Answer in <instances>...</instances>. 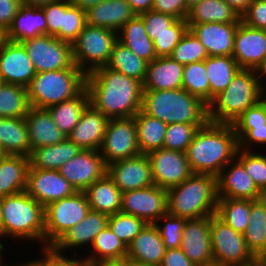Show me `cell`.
I'll list each match as a JSON object with an SVG mask.
<instances>
[{"label":"cell","mask_w":266,"mask_h":266,"mask_svg":"<svg viewBox=\"0 0 266 266\" xmlns=\"http://www.w3.org/2000/svg\"><path fill=\"white\" fill-rule=\"evenodd\" d=\"M137 139L140 153L147 154L163 148L167 124L140 110L135 116Z\"/></svg>","instance_id":"obj_38"},{"label":"cell","mask_w":266,"mask_h":266,"mask_svg":"<svg viewBox=\"0 0 266 266\" xmlns=\"http://www.w3.org/2000/svg\"><path fill=\"white\" fill-rule=\"evenodd\" d=\"M258 191L244 166L236 158L230 161L217 176L218 198L256 200Z\"/></svg>","instance_id":"obj_23"},{"label":"cell","mask_w":266,"mask_h":266,"mask_svg":"<svg viewBox=\"0 0 266 266\" xmlns=\"http://www.w3.org/2000/svg\"><path fill=\"white\" fill-rule=\"evenodd\" d=\"M3 237V225H2V206H1V198H0V239Z\"/></svg>","instance_id":"obj_71"},{"label":"cell","mask_w":266,"mask_h":266,"mask_svg":"<svg viewBox=\"0 0 266 266\" xmlns=\"http://www.w3.org/2000/svg\"><path fill=\"white\" fill-rule=\"evenodd\" d=\"M184 65L170 56L157 57L147 64L143 90H175L182 88Z\"/></svg>","instance_id":"obj_27"},{"label":"cell","mask_w":266,"mask_h":266,"mask_svg":"<svg viewBox=\"0 0 266 266\" xmlns=\"http://www.w3.org/2000/svg\"><path fill=\"white\" fill-rule=\"evenodd\" d=\"M166 248L155 224H146L127 246V256L150 266H159Z\"/></svg>","instance_id":"obj_28"},{"label":"cell","mask_w":266,"mask_h":266,"mask_svg":"<svg viewBox=\"0 0 266 266\" xmlns=\"http://www.w3.org/2000/svg\"><path fill=\"white\" fill-rule=\"evenodd\" d=\"M42 252L41 260H35L40 266H90L85 258H83L84 260L77 259L75 256L74 259L65 258L62 253L57 252L52 246L43 247Z\"/></svg>","instance_id":"obj_54"},{"label":"cell","mask_w":266,"mask_h":266,"mask_svg":"<svg viewBox=\"0 0 266 266\" xmlns=\"http://www.w3.org/2000/svg\"><path fill=\"white\" fill-rule=\"evenodd\" d=\"M86 74L78 67L36 73L27 87L30 107L48 108L79 95Z\"/></svg>","instance_id":"obj_7"},{"label":"cell","mask_w":266,"mask_h":266,"mask_svg":"<svg viewBox=\"0 0 266 266\" xmlns=\"http://www.w3.org/2000/svg\"><path fill=\"white\" fill-rule=\"evenodd\" d=\"M47 21V35L55 36L63 27V14L65 13V0H58L41 7Z\"/></svg>","instance_id":"obj_56"},{"label":"cell","mask_w":266,"mask_h":266,"mask_svg":"<svg viewBox=\"0 0 266 266\" xmlns=\"http://www.w3.org/2000/svg\"><path fill=\"white\" fill-rule=\"evenodd\" d=\"M109 216L98 211L90 210L86 217L75 226L68 229L52 247L60 253L71 247L93 243L95 237L108 226Z\"/></svg>","instance_id":"obj_24"},{"label":"cell","mask_w":266,"mask_h":266,"mask_svg":"<svg viewBox=\"0 0 266 266\" xmlns=\"http://www.w3.org/2000/svg\"><path fill=\"white\" fill-rule=\"evenodd\" d=\"M83 192L91 210L108 216L120 212L122 192L107 174Z\"/></svg>","instance_id":"obj_32"},{"label":"cell","mask_w":266,"mask_h":266,"mask_svg":"<svg viewBox=\"0 0 266 266\" xmlns=\"http://www.w3.org/2000/svg\"><path fill=\"white\" fill-rule=\"evenodd\" d=\"M135 16L126 0H105L86 10V24L118 32Z\"/></svg>","instance_id":"obj_26"},{"label":"cell","mask_w":266,"mask_h":266,"mask_svg":"<svg viewBox=\"0 0 266 266\" xmlns=\"http://www.w3.org/2000/svg\"><path fill=\"white\" fill-rule=\"evenodd\" d=\"M237 150L238 140L233 125L208 121L199 128L185 155L194 174L217 177L236 157Z\"/></svg>","instance_id":"obj_2"},{"label":"cell","mask_w":266,"mask_h":266,"mask_svg":"<svg viewBox=\"0 0 266 266\" xmlns=\"http://www.w3.org/2000/svg\"><path fill=\"white\" fill-rule=\"evenodd\" d=\"M141 110L166 124H206L208 105L183 88L175 90H143Z\"/></svg>","instance_id":"obj_3"},{"label":"cell","mask_w":266,"mask_h":266,"mask_svg":"<svg viewBox=\"0 0 266 266\" xmlns=\"http://www.w3.org/2000/svg\"><path fill=\"white\" fill-rule=\"evenodd\" d=\"M29 108L26 87L10 83L0 85V118L26 117Z\"/></svg>","instance_id":"obj_43"},{"label":"cell","mask_w":266,"mask_h":266,"mask_svg":"<svg viewBox=\"0 0 266 266\" xmlns=\"http://www.w3.org/2000/svg\"><path fill=\"white\" fill-rule=\"evenodd\" d=\"M103 1L105 0H71V3L86 11L88 8Z\"/></svg>","instance_id":"obj_63"},{"label":"cell","mask_w":266,"mask_h":266,"mask_svg":"<svg viewBox=\"0 0 266 266\" xmlns=\"http://www.w3.org/2000/svg\"><path fill=\"white\" fill-rule=\"evenodd\" d=\"M170 57L182 65L204 61L207 50L200 40L188 29L180 42L173 49Z\"/></svg>","instance_id":"obj_46"},{"label":"cell","mask_w":266,"mask_h":266,"mask_svg":"<svg viewBox=\"0 0 266 266\" xmlns=\"http://www.w3.org/2000/svg\"><path fill=\"white\" fill-rule=\"evenodd\" d=\"M235 158L244 166L258 189L266 185V155L238 149Z\"/></svg>","instance_id":"obj_51"},{"label":"cell","mask_w":266,"mask_h":266,"mask_svg":"<svg viewBox=\"0 0 266 266\" xmlns=\"http://www.w3.org/2000/svg\"><path fill=\"white\" fill-rule=\"evenodd\" d=\"M232 57L241 69L257 70L266 59V30L247 26L240 21Z\"/></svg>","instance_id":"obj_19"},{"label":"cell","mask_w":266,"mask_h":266,"mask_svg":"<svg viewBox=\"0 0 266 266\" xmlns=\"http://www.w3.org/2000/svg\"><path fill=\"white\" fill-rule=\"evenodd\" d=\"M187 24L240 23L239 14L225 0H201L189 10Z\"/></svg>","instance_id":"obj_35"},{"label":"cell","mask_w":266,"mask_h":266,"mask_svg":"<svg viewBox=\"0 0 266 266\" xmlns=\"http://www.w3.org/2000/svg\"><path fill=\"white\" fill-rule=\"evenodd\" d=\"M77 191H84L107 173L99 150H81L58 170Z\"/></svg>","instance_id":"obj_15"},{"label":"cell","mask_w":266,"mask_h":266,"mask_svg":"<svg viewBox=\"0 0 266 266\" xmlns=\"http://www.w3.org/2000/svg\"><path fill=\"white\" fill-rule=\"evenodd\" d=\"M251 199L218 198L215 215L239 233L246 231L250 221Z\"/></svg>","instance_id":"obj_42"},{"label":"cell","mask_w":266,"mask_h":266,"mask_svg":"<svg viewBox=\"0 0 266 266\" xmlns=\"http://www.w3.org/2000/svg\"><path fill=\"white\" fill-rule=\"evenodd\" d=\"M125 266H150V265H146L143 262L131 259L129 257H125Z\"/></svg>","instance_id":"obj_68"},{"label":"cell","mask_w":266,"mask_h":266,"mask_svg":"<svg viewBox=\"0 0 266 266\" xmlns=\"http://www.w3.org/2000/svg\"><path fill=\"white\" fill-rule=\"evenodd\" d=\"M99 151L106 165L140 154L134 117L111 118Z\"/></svg>","instance_id":"obj_12"},{"label":"cell","mask_w":266,"mask_h":266,"mask_svg":"<svg viewBox=\"0 0 266 266\" xmlns=\"http://www.w3.org/2000/svg\"><path fill=\"white\" fill-rule=\"evenodd\" d=\"M26 192L45 208L54 201L74 195L77 190L58 170L29 168Z\"/></svg>","instance_id":"obj_16"},{"label":"cell","mask_w":266,"mask_h":266,"mask_svg":"<svg viewBox=\"0 0 266 266\" xmlns=\"http://www.w3.org/2000/svg\"><path fill=\"white\" fill-rule=\"evenodd\" d=\"M58 0H21L22 5L30 7H43Z\"/></svg>","instance_id":"obj_64"},{"label":"cell","mask_w":266,"mask_h":266,"mask_svg":"<svg viewBox=\"0 0 266 266\" xmlns=\"http://www.w3.org/2000/svg\"><path fill=\"white\" fill-rule=\"evenodd\" d=\"M9 266H40V265L35 260L34 261L32 260L31 262L29 261V262L24 263V264L20 263L19 265L14 264V265H9Z\"/></svg>","instance_id":"obj_70"},{"label":"cell","mask_w":266,"mask_h":266,"mask_svg":"<svg viewBox=\"0 0 266 266\" xmlns=\"http://www.w3.org/2000/svg\"><path fill=\"white\" fill-rule=\"evenodd\" d=\"M140 16L144 21L146 32L152 41L155 40V35L169 31V26L177 20V18L172 15L155 12L153 10L141 13Z\"/></svg>","instance_id":"obj_53"},{"label":"cell","mask_w":266,"mask_h":266,"mask_svg":"<svg viewBox=\"0 0 266 266\" xmlns=\"http://www.w3.org/2000/svg\"><path fill=\"white\" fill-rule=\"evenodd\" d=\"M147 64V61L138 57L133 51L117 41L106 66L143 84L146 77Z\"/></svg>","instance_id":"obj_40"},{"label":"cell","mask_w":266,"mask_h":266,"mask_svg":"<svg viewBox=\"0 0 266 266\" xmlns=\"http://www.w3.org/2000/svg\"><path fill=\"white\" fill-rule=\"evenodd\" d=\"M90 266H125V258L121 261H102L94 264H90Z\"/></svg>","instance_id":"obj_65"},{"label":"cell","mask_w":266,"mask_h":266,"mask_svg":"<svg viewBox=\"0 0 266 266\" xmlns=\"http://www.w3.org/2000/svg\"><path fill=\"white\" fill-rule=\"evenodd\" d=\"M243 24L266 30V0H254L240 16Z\"/></svg>","instance_id":"obj_55"},{"label":"cell","mask_w":266,"mask_h":266,"mask_svg":"<svg viewBox=\"0 0 266 266\" xmlns=\"http://www.w3.org/2000/svg\"><path fill=\"white\" fill-rule=\"evenodd\" d=\"M90 104L109 119L134 117L142 108L143 84L107 66L86 74Z\"/></svg>","instance_id":"obj_1"},{"label":"cell","mask_w":266,"mask_h":266,"mask_svg":"<svg viewBox=\"0 0 266 266\" xmlns=\"http://www.w3.org/2000/svg\"><path fill=\"white\" fill-rule=\"evenodd\" d=\"M182 88L210 104V84L204 61L184 65Z\"/></svg>","instance_id":"obj_44"},{"label":"cell","mask_w":266,"mask_h":266,"mask_svg":"<svg viewBox=\"0 0 266 266\" xmlns=\"http://www.w3.org/2000/svg\"><path fill=\"white\" fill-rule=\"evenodd\" d=\"M25 120L29 134L30 152L35 148L56 145L66 138L46 108L30 107Z\"/></svg>","instance_id":"obj_25"},{"label":"cell","mask_w":266,"mask_h":266,"mask_svg":"<svg viewBox=\"0 0 266 266\" xmlns=\"http://www.w3.org/2000/svg\"><path fill=\"white\" fill-rule=\"evenodd\" d=\"M106 174L121 192L154 185L149 159L142 153L108 164Z\"/></svg>","instance_id":"obj_18"},{"label":"cell","mask_w":266,"mask_h":266,"mask_svg":"<svg viewBox=\"0 0 266 266\" xmlns=\"http://www.w3.org/2000/svg\"><path fill=\"white\" fill-rule=\"evenodd\" d=\"M37 73L77 67L72 56V44L54 36L41 35L20 42Z\"/></svg>","instance_id":"obj_11"},{"label":"cell","mask_w":266,"mask_h":266,"mask_svg":"<svg viewBox=\"0 0 266 266\" xmlns=\"http://www.w3.org/2000/svg\"><path fill=\"white\" fill-rule=\"evenodd\" d=\"M159 266H196L183 253L180 248L166 249Z\"/></svg>","instance_id":"obj_60"},{"label":"cell","mask_w":266,"mask_h":266,"mask_svg":"<svg viewBox=\"0 0 266 266\" xmlns=\"http://www.w3.org/2000/svg\"><path fill=\"white\" fill-rule=\"evenodd\" d=\"M186 9L189 11L192 7L198 4L201 0H184Z\"/></svg>","instance_id":"obj_69"},{"label":"cell","mask_w":266,"mask_h":266,"mask_svg":"<svg viewBox=\"0 0 266 266\" xmlns=\"http://www.w3.org/2000/svg\"><path fill=\"white\" fill-rule=\"evenodd\" d=\"M180 249L196 266H214L211 249L210 216L187 219Z\"/></svg>","instance_id":"obj_17"},{"label":"cell","mask_w":266,"mask_h":266,"mask_svg":"<svg viewBox=\"0 0 266 266\" xmlns=\"http://www.w3.org/2000/svg\"><path fill=\"white\" fill-rule=\"evenodd\" d=\"M217 177L192 174L181 184L167 190L168 213L186 219L216 213Z\"/></svg>","instance_id":"obj_4"},{"label":"cell","mask_w":266,"mask_h":266,"mask_svg":"<svg viewBox=\"0 0 266 266\" xmlns=\"http://www.w3.org/2000/svg\"><path fill=\"white\" fill-rule=\"evenodd\" d=\"M90 210L83 191L47 205L44 214V247L52 246L68 229L80 223Z\"/></svg>","instance_id":"obj_10"},{"label":"cell","mask_w":266,"mask_h":266,"mask_svg":"<svg viewBox=\"0 0 266 266\" xmlns=\"http://www.w3.org/2000/svg\"><path fill=\"white\" fill-rule=\"evenodd\" d=\"M250 221L243 233L252 255L259 261L266 254V207L251 200Z\"/></svg>","instance_id":"obj_39"},{"label":"cell","mask_w":266,"mask_h":266,"mask_svg":"<svg viewBox=\"0 0 266 266\" xmlns=\"http://www.w3.org/2000/svg\"><path fill=\"white\" fill-rule=\"evenodd\" d=\"M118 41L148 63L157 58L153 41L146 32L144 21L140 15L130 19L117 32Z\"/></svg>","instance_id":"obj_34"},{"label":"cell","mask_w":266,"mask_h":266,"mask_svg":"<svg viewBox=\"0 0 266 266\" xmlns=\"http://www.w3.org/2000/svg\"><path fill=\"white\" fill-rule=\"evenodd\" d=\"M93 253L85 258L89 264L102 261H121L127 256V246L107 226L94 239Z\"/></svg>","instance_id":"obj_41"},{"label":"cell","mask_w":266,"mask_h":266,"mask_svg":"<svg viewBox=\"0 0 266 266\" xmlns=\"http://www.w3.org/2000/svg\"><path fill=\"white\" fill-rule=\"evenodd\" d=\"M266 124V99H261L257 104L244 111L233 123L237 140H239L252 127Z\"/></svg>","instance_id":"obj_52"},{"label":"cell","mask_w":266,"mask_h":266,"mask_svg":"<svg viewBox=\"0 0 266 266\" xmlns=\"http://www.w3.org/2000/svg\"><path fill=\"white\" fill-rule=\"evenodd\" d=\"M3 250H4V244H2L1 242H0V266H7V265H4L3 263H2V254H3ZM2 252V253H1ZM3 264V265H2Z\"/></svg>","instance_id":"obj_73"},{"label":"cell","mask_w":266,"mask_h":266,"mask_svg":"<svg viewBox=\"0 0 266 266\" xmlns=\"http://www.w3.org/2000/svg\"><path fill=\"white\" fill-rule=\"evenodd\" d=\"M151 10L172 15L177 19H187L189 13L184 0H153Z\"/></svg>","instance_id":"obj_57"},{"label":"cell","mask_w":266,"mask_h":266,"mask_svg":"<svg viewBox=\"0 0 266 266\" xmlns=\"http://www.w3.org/2000/svg\"><path fill=\"white\" fill-rule=\"evenodd\" d=\"M22 6L21 0H0V28L7 31Z\"/></svg>","instance_id":"obj_58"},{"label":"cell","mask_w":266,"mask_h":266,"mask_svg":"<svg viewBox=\"0 0 266 266\" xmlns=\"http://www.w3.org/2000/svg\"><path fill=\"white\" fill-rule=\"evenodd\" d=\"M264 98L257 70L240 69L228 87L208 105V120L232 124L244 111Z\"/></svg>","instance_id":"obj_5"},{"label":"cell","mask_w":266,"mask_h":266,"mask_svg":"<svg viewBox=\"0 0 266 266\" xmlns=\"http://www.w3.org/2000/svg\"><path fill=\"white\" fill-rule=\"evenodd\" d=\"M0 155H4V154L2 153V151H1V146H0Z\"/></svg>","instance_id":"obj_75"},{"label":"cell","mask_w":266,"mask_h":266,"mask_svg":"<svg viewBox=\"0 0 266 266\" xmlns=\"http://www.w3.org/2000/svg\"><path fill=\"white\" fill-rule=\"evenodd\" d=\"M0 146L4 155H30V142L25 117L0 118Z\"/></svg>","instance_id":"obj_31"},{"label":"cell","mask_w":266,"mask_h":266,"mask_svg":"<svg viewBox=\"0 0 266 266\" xmlns=\"http://www.w3.org/2000/svg\"><path fill=\"white\" fill-rule=\"evenodd\" d=\"M47 34V21L40 7L22 5L11 26L5 32V39L20 43L26 39Z\"/></svg>","instance_id":"obj_29"},{"label":"cell","mask_w":266,"mask_h":266,"mask_svg":"<svg viewBox=\"0 0 266 266\" xmlns=\"http://www.w3.org/2000/svg\"><path fill=\"white\" fill-rule=\"evenodd\" d=\"M205 66L210 84V103L231 83L241 69L232 56H209Z\"/></svg>","instance_id":"obj_37"},{"label":"cell","mask_w":266,"mask_h":266,"mask_svg":"<svg viewBox=\"0 0 266 266\" xmlns=\"http://www.w3.org/2000/svg\"><path fill=\"white\" fill-rule=\"evenodd\" d=\"M81 149L67 137L56 145L44 146L31 150L29 168L43 170H59V168L75 157Z\"/></svg>","instance_id":"obj_33"},{"label":"cell","mask_w":266,"mask_h":266,"mask_svg":"<svg viewBox=\"0 0 266 266\" xmlns=\"http://www.w3.org/2000/svg\"><path fill=\"white\" fill-rule=\"evenodd\" d=\"M5 31H3L1 28H0V46L3 44V42L5 41Z\"/></svg>","instance_id":"obj_72"},{"label":"cell","mask_w":266,"mask_h":266,"mask_svg":"<svg viewBox=\"0 0 266 266\" xmlns=\"http://www.w3.org/2000/svg\"><path fill=\"white\" fill-rule=\"evenodd\" d=\"M260 266H266V254L258 261Z\"/></svg>","instance_id":"obj_74"},{"label":"cell","mask_w":266,"mask_h":266,"mask_svg":"<svg viewBox=\"0 0 266 266\" xmlns=\"http://www.w3.org/2000/svg\"><path fill=\"white\" fill-rule=\"evenodd\" d=\"M117 41L116 31L86 24L72 43L74 64L85 74L106 66Z\"/></svg>","instance_id":"obj_8"},{"label":"cell","mask_w":266,"mask_h":266,"mask_svg":"<svg viewBox=\"0 0 266 266\" xmlns=\"http://www.w3.org/2000/svg\"><path fill=\"white\" fill-rule=\"evenodd\" d=\"M90 104L89 93L85 88L79 95L46 108L58 129L66 136L78 124L85 108Z\"/></svg>","instance_id":"obj_36"},{"label":"cell","mask_w":266,"mask_h":266,"mask_svg":"<svg viewBox=\"0 0 266 266\" xmlns=\"http://www.w3.org/2000/svg\"><path fill=\"white\" fill-rule=\"evenodd\" d=\"M86 25V11L65 0V13L63 14V27L54 36L59 40L72 44Z\"/></svg>","instance_id":"obj_45"},{"label":"cell","mask_w":266,"mask_h":266,"mask_svg":"<svg viewBox=\"0 0 266 266\" xmlns=\"http://www.w3.org/2000/svg\"><path fill=\"white\" fill-rule=\"evenodd\" d=\"M109 120L89 104L78 124L66 137L81 150H100Z\"/></svg>","instance_id":"obj_22"},{"label":"cell","mask_w":266,"mask_h":266,"mask_svg":"<svg viewBox=\"0 0 266 266\" xmlns=\"http://www.w3.org/2000/svg\"><path fill=\"white\" fill-rule=\"evenodd\" d=\"M257 74H258V77H259V81H260V83H261V86H262V88H263V90L264 91H266V84H265V82L264 83H262L261 81V79L263 78V77H266V59H265V61L262 63V65L257 69ZM260 74V75H259ZM261 78V79H260ZM263 84H265V86L263 85ZM264 86V87H263Z\"/></svg>","instance_id":"obj_66"},{"label":"cell","mask_w":266,"mask_h":266,"mask_svg":"<svg viewBox=\"0 0 266 266\" xmlns=\"http://www.w3.org/2000/svg\"><path fill=\"white\" fill-rule=\"evenodd\" d=\"M241 16L254 0H225Z\"/></svg>","instance_id":"obj_62"},{"label":"cell","mask_w":266,"mask_h":266,"mask_svg":"<svg viewBox=\"0 0 266 266\" xmlns=\"http://www.w3.org/2000/svg\"><path fill=\"white\" fill-rule=\"evenodd\" d=\"M187 30V20L177 19L171 26H169V31L155 35L153 45L157 57L170 56L173 49L180 42Z\"/></svg>","instance_id":"obj_49"},{"label":"cell","mask_w":266,"mask_h":266,"mask_svg":"<svg viewBox=\"0 0 266 266\" xmlns=\"http://www.w3.org/2000/svg\"><path fill=\"white\" fill-rule=\"evenodd\" d=\"M36 73L23 45L5 40L0 46V77L2 82L27 88Z\"/></svg>","instance_id":"obj_20"},{"label":"cell","mask_w":266,"mask_h":266,"mask_svg":"<svg viewBox=\"0 0 266 266\" xmlns=\"http://www.w3.org/2000/svg\"><path fill=\"white\" fill-rule=\"evenodd\" d=\"M239 23L188 24V29L200 40L208 56H232L234 37Z\"/></svg>","instance_id":"obj_21"},{"label":"cell","mask_w":266,"mask_h":266,"mask_svg":"<svg viewBox=\"0 0 266 266\" xmlns=\"http://www.w3.org/2000/svg\"><path fill=\"white\" fill-rule=\"evenodd\" d=\"M266 144V124L264 126L252 127L248 130L239 140H238V149H244L247 151H252L250 149L251 144Z\"/></svg>","instance_id":"obj_59"},{"label":"cell","mask_w":266,"mask_h":266,"mask_svg":"<svg viewBox=\"0 0 266 266\" xmlns=\"http://www.w3.org/2000/svg\"><path fill=\"white\" fill-rule=\"evenodd\" d=\"M3 238L40 241L44 245L45 208L26 191L1 197Z\"/></svg>","instance_id":"obj_6"},{"label":"cell","mask_w":266,"mask_h":266,"mask_svg":"<svg viewBox=\"0 0 266 266\" xmlns=\"http://www.w3.org/2000/svg\"><path fill=\"white\" fill-rule=\"evenodd\" d=\"M205 124H167L163 148L185 153L199 128Z\"/></svg>","instance_id":"obj_47"},{"label":"cell","mask_w":266,"mask_h":266,"mask_svg":"<svg viewBox=\"0 0 266 266\" xmlns=\"http://www.w3.org/2000/svg\"><path fill=\"white\" fill-rule=\"evenodd\" d=\"M260 204L266 207V185L259 188L258 196L256 199Z\"/></svg>","instance_id":"obj_67"},{"label":"cell","mask_w":266,"mask_h":266,"mask_svg":"<svg viewBox=\"0 0 266 266\" xmlns=\"http://www.w3.org/2000/svg\"><path fill=\"white\" fill-rule=\"evenodd\" d=\"M159 220L164 221L162 226L158 224L161 222ZM186 220V218L176 217L166 213L165 215H162L155 223L166 249L180 248L183 236L182 231L184 229Z\"/></svg>","instance_id":"obj_50"},{"label":"cell","mask_w":266,"mask_h":266,"mask_svg":"<svg viewBox=\"0 0 266 266\" xmlns=\"http://www.w3.org/2000/svg\"><path fill=\"white\" fill-rule=\"evenodd\" d=\"M136 15L148 12L152 9L153 0H126Z\"/></svg>","instance_id":"obj_61"},{"label":"cell","mask_w":266,"mask_h":266,"mask_svg":"<svg viewBox=\"0 0 266 266\" xmlns=\"http://www.w3.org/2000/svg\"><path fill=\"white\" fill-rule=\"evenodd\" d=\"M211 249L214 266H255L258 260L247 247L242 233L215 214L210 216Z\"/></svg>","instance_id":"obj_9"},{"label":"cell","mask_w":266,"mask_h":266,"mask_svg":"<svg viewBox=\"0 0 266 266\" xmlns=\"http://www.w3.org/2000/svg\"><path fill=\"white\" fill-rule=\"evenodd\" d=\"M146 155L150 162L154 185L160 188L168 190L193 174L183 152L161 148Z\"/></svg>","instance_id":"obj_14"},{"label":"cell","mask_w":266,"mask_h":266,"mask_svg":"<svg viewBox=\"0 0 266 266\" xmlns=\"http://www.w3.org/2000/svg\"><path fill=\"white\" fill-rule=\"evenodd\" d=\"M29 158L0 155V198L26 191Z\"/></svg>","instance_id":"obj_30"},{"label":"cell","mask_w":266,"mask_h":266,"mask_svg":"<svg viewBox=\"0 0 266 266\" xmlns=\"http://www.w3.org/2000/svg\"><path fill=\"white\" fill-rule=\"evenodd\" d=\"M121 213L134 215L155 224L168 213L167 190L156 185L122 192Z\"/></svg>","instance_id":"obj_13"},{"label":"cell","mask_w":266,"mask_h":266,"mask_svg":"<svg viewBox=\"0 0 266 266\" xmlns=\"http://www.w3.org/2000/svg\"><path fill=\"white\" fill-rule=\"evenodd\" d=\"M141 218L118 212L109 215L108 227L128 246L146 225Z\"/></svg>","instance_id":"obj_48"}]
</instances>
